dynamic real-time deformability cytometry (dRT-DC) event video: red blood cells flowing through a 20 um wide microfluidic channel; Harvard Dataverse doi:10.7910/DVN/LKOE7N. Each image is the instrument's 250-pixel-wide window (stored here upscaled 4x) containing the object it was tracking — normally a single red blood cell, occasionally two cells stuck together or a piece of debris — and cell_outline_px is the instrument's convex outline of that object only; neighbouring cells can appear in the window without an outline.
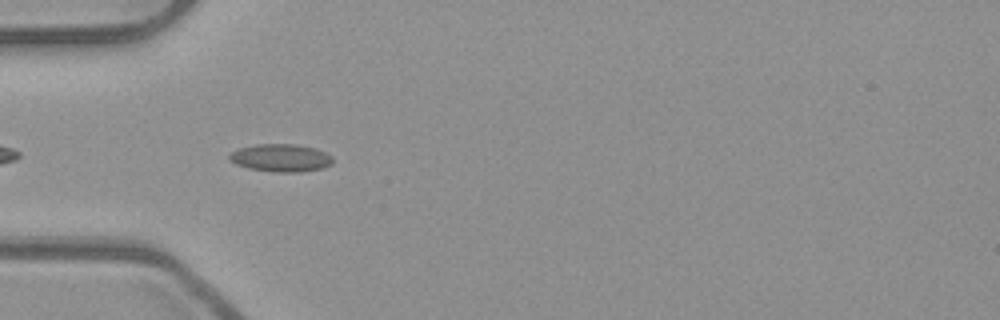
{"species": "common noctule bat (a hibernating species)", "species_latin": "Nyctalus noctula", "temperature_condition": "room temperature", "stored_images_in_passage": 31, "camera_frame_rate_fps": 3000, "um_per_image_px": 0.085, "animal": {"sex": "male", "body_mass_g": 23.1, "forearm_length_mm": 52.7}, "frame": {"image": 1, "passage_image": 3, "time_ms": 0.667, "image_size_px": [1000, 320], "cell_outline_px": [[332, 164], [320, 168], [300, 172], [276, 172], [248, 168], [236, 164], [228, 160], [228, 156], [232, 152], [240, 148], [256, 144], [296, 144], [316, 148], [332, 156]], "centroid_in_image_um": [23.86, 13.41], "position_along_channel_um": 61.1, "area_um2": 16.65}}
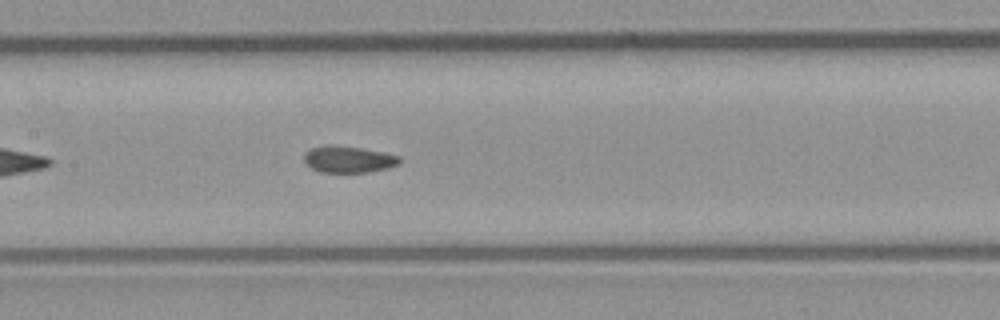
{"frame": {"image": 2, "passage_image": 12, "time_ms": 3.667, "image_size_px": [1000, 320], "cell_outline_px": [[400, 164], [388, 168], [364, 172], [320, 172], [312, 168], [304, 160], [304, 152], [312, 148], [324, 144], [360, 148], [400, 156]], "centroid_in_image_um": [29.6, 13.54], "position_along_channel_um": 177.8, "area_um2": 14.62}}
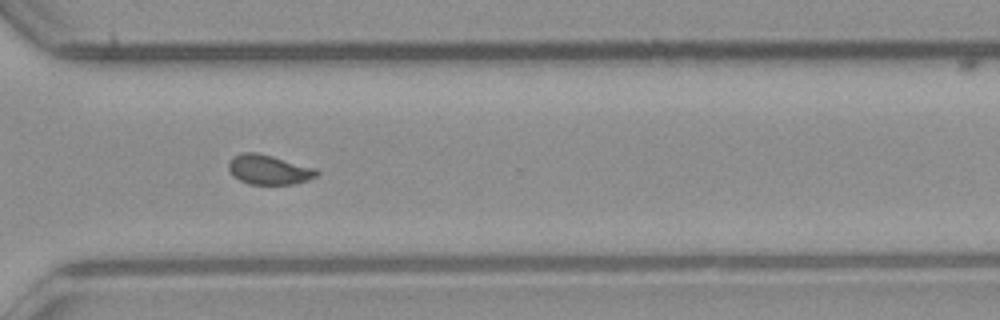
{"frame": {"image": 3, "passage_image": 25, "time_ms": 8.0, "image_size_px": [1000, 320], "cell_outline_px": [[320, 172], [316, 176], [308, 180], [296, 184], [248, 184], [232, 176], [228, 168], [228, 164], [232, 156], [244, 152], [256, 152], [272, 156], [316, 168]], "centroid_in_image_um": [22.84, 14.42], "position_along_channel_um": 347.8, "area_um2": 15.32}, "authors_computed_cell_mechanics": {"area_um2": 15.2014, "velocity_mm_per_s": 3.9375, "shape_relaxation_time_tau1_ms": 8.2622, "shape_relaxation_time_tau2_ms": 0.8638, "deformation_change_tau1": 0.1456, "deformation_change_tau2": 0.0377}}